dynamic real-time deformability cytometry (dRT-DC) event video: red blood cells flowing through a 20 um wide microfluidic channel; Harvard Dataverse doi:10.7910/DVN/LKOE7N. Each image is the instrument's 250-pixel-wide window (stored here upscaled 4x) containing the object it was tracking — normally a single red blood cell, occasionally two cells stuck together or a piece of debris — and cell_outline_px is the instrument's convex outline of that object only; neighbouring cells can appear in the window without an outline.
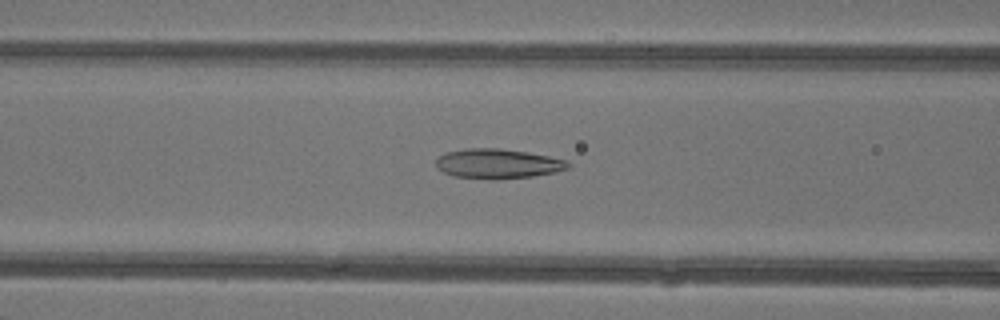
{"species": "common noctule bat (a hibernating species)", "species_latin": "Nyctalus noctula", "temperature_condition": "warm", "stored_images_in_passage": 47, "camera_frame_rate_fps": 3000, "um_per_image_px": 0.085, "animal": {"sex": "female"}, "frame": {"image": 1, "passage_image": 20, "time_ms": 6.333, "image_size_px": [1000, 320], "cell_outline_px": [[572, 164], [568, 168], [556, 172], [532, 176], [492, 180], [456, 176], [444, 172], [436, 168], [436, 160], [440, 156], [448, 152], [464, 148], [500, 148], [528, 152], [568, 160]], "centroid_in_image_um": [42.34, 13.91], "position_along_channel_um": 124.3, "area_um2": 22.95}}
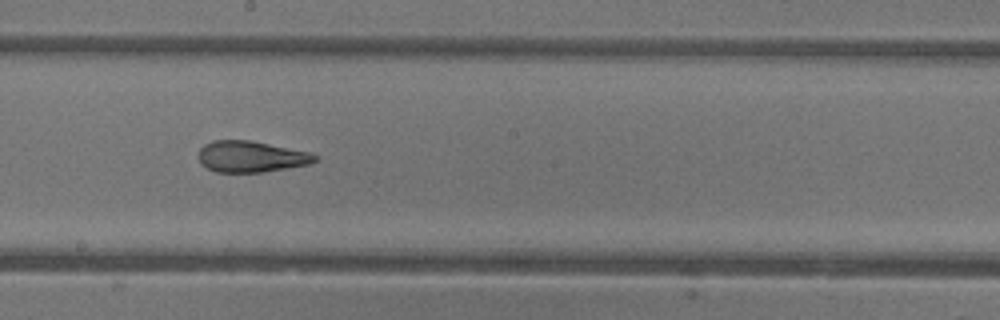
{"frame": {"image": 2, "passage_image": 27, "time_ms": 8.667, "image_size_px": [1000, 320], "cell_outline_px": [[320, 156], [316, 160], [308, 164], [264, 172], [216, 172], [200, 164], [200, 148], [204, 144], [212, 140], [248, 140], [312, 152]], "centroid_in_image_um": [21.36, 13.31], "position_along_channel_um": 226.8, "area_um2": 21.15}}
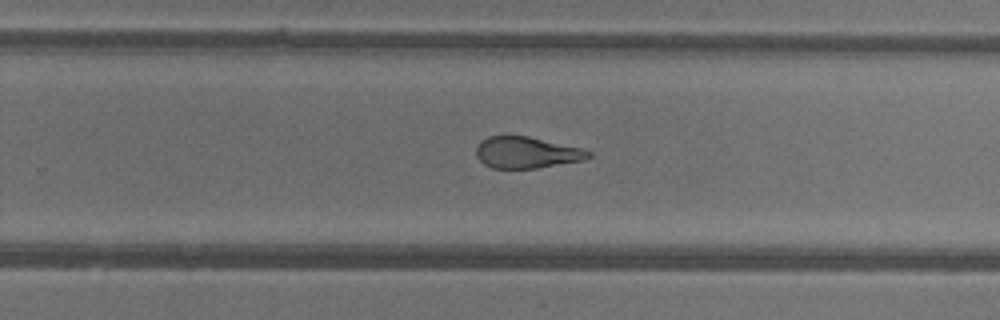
{"frame": {"image": 3, "passage_image": 31, "time_ms": 10.0, "image_size_px": [1000, 320], "cell_outline_px": [[592, 156], [584, 160], [536, 168], [492, 168], [484, 164], [476, 156], [476, 148], [480, 140], [488, 136], [528, 136], [580, 148], [592, 152]], "centroid_in_image_um": [44.74, 12.96], "position_along_channel_um": 285.1, "area_um2": 20.46}, "authors_computed_cell_mechanics": {"area_um2": 24.0448, "velocity_mm_per_s": 4.3972, "shape_relaxation_time_tau1_ms": null, "shape_relaxation_time_tau2_ms": 1.7407, "deformation_change_tau1": null, "deformation_change_tau2": 0.1086}}